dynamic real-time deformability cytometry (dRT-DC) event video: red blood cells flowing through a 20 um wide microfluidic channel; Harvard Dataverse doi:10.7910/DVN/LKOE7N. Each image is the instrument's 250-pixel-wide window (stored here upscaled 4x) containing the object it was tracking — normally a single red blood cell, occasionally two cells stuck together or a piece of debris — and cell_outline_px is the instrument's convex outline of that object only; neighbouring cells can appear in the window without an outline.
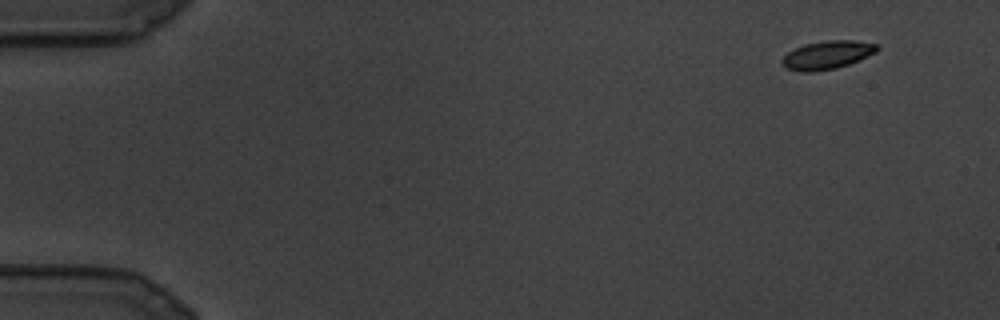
{"species": "common noctule bat (a hibernating species)", "species_latin": "Nyctalus noctula", "temperature_condition": "cold", "stored_images_in_passage": 16, "camera_frame_rate_fps": 3000, "um_per_image_px": 0.085, "animal": {"sex": "male", "body_mass_g": 19.5, "forearm_length_mm": 54.6}, "frame": {"image": 1, "passage_image": 1, "time_ms": 0.0, "image_size_px": [1000, 320], "cell_outline_px": [[880, 48], [876, 52], [848, 64], [836, 68], [812, 72], [800, 72], [788, 68], [780, 60], [788, 52], [804, 44], [828, 40], [856, 40], [876, 44]], "centroid_in_image_um": [70.32, 4.66], "position_along_channel_um": 14.7, "area_um2": 15.49}}
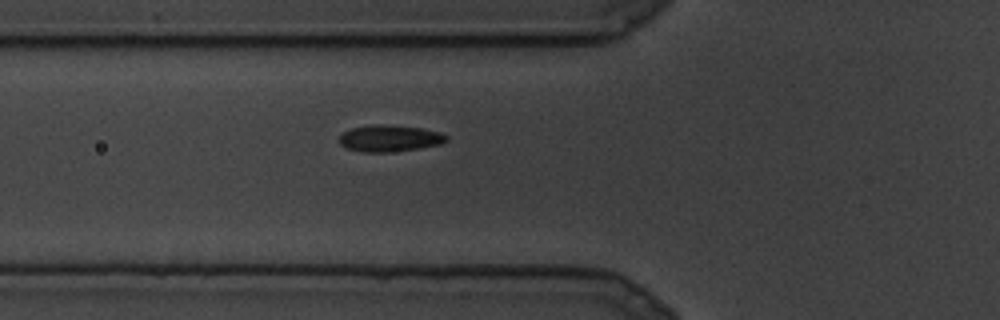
{"frame": {"image": 2, "passage_image": 9, "time_ms": 2.667, "image_size_px": [1000, 320], "cell_outline_px": [[448, 140], [440, 144], [420, 148], [388, 152], [364, 152], [344, 148], [340, 144], [340, 136], [344, 132], [352, 128], [376, 124], [424, 128], [440, 132], [448, 136]], "centroid_in_image_um": [33.13, 11.76], "position_along_channel_um": 92.7, "area_um2": 16.53}}
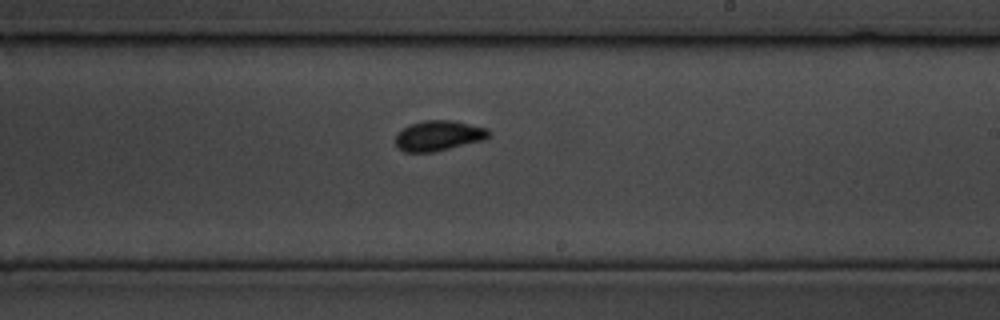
{"frame": {"image": 3, "passage_image": 16, "time_ms": 5.0, "image_size_px": [1000, 320], "cell_outline_px": [[488, 136], [484, 140], [432, 152], [404, 152], [396, 148], [396, 136], [404, 128], [412, 124], [424, 120], [452, 120], [488, 128]], "centroid_in_image_um": [37.27, 11.54], "position_along_channel_um": 251.7, "area_um2": 16.24}}